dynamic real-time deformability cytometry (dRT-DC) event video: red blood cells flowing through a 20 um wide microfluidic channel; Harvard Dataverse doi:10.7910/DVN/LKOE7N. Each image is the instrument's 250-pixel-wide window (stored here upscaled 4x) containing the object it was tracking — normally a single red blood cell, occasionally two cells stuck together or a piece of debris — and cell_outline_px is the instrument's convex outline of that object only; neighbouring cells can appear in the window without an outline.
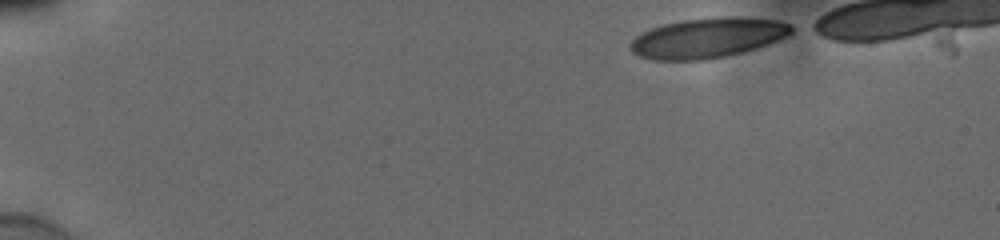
{"species": "human", "species_latin": "Homo sapiens", "temperature_condition": "cold", "stored_images_in_passage": 41, "camera_frame_rate_fps": 3000, "um_per_image_px": 0.085, "donor": {"sex": "male"}, "frame": {"image": 1, "passage_image": 1, "time_ms": 0.0, "image_size_px": [1000, 240], "cell_outline_px": [[800, 28], [788, 36], [768, 44], [756, 48], [724, 56], [704, 60], [652, 60], [640, 56], [632, 52], [632, 40], [640, 32], [664, 24], [680, 20], [720, 16], [740, 16], [776, 20], [792, 24]], "centroid_in_image_um": [60.23, 3.2], "position_along_channel_um": 24.8, "area_um2": 37.92}}
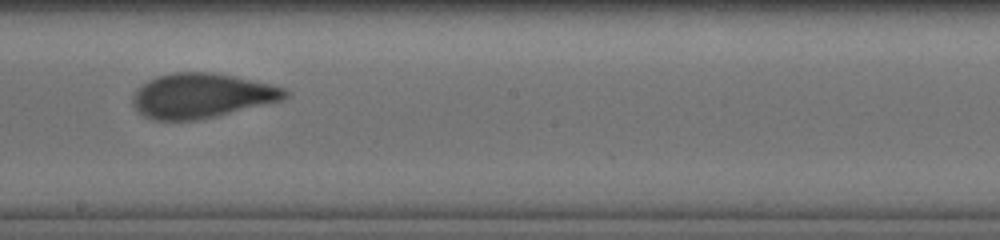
{"frame": {"image": 2, "passage_image": 26, "time_ms": 8.333, "image_size_px": [1000, 240], "cell_outline_px": [[288, 96], [280, 100], [196, 120], [156, 120], [144, 116], [132, 104], [132, 96], [136, 88], [148, 80], [156, 76], [176, 72], [212, 72], [252, 80], [284, 88], [288, 92]], "centroid_in_image_um": [17.06, 8.12], "position_along_channel_um": 231.1, "area_um2": 39.02}}
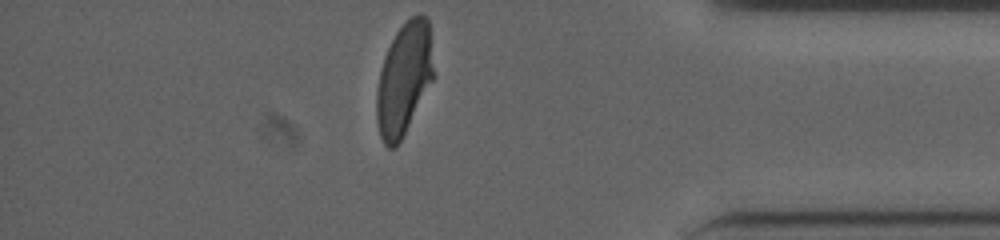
{"frame": {"image": 3, "passage_image": 41, "time_ms": 13.333, "image_size_px": [1000, 240], "cell_outline_px": [[432, 80], [396, 148], [388, 148], [384, 144], [380, 136], [376, 120], [376, 92], [380, 72], [384, 56], [396, 32], [412, 16], [420, 12], [428, 16], [432, 68]], "centroid_in_image_um": [34.3, 6.71], "position_along_channel_um": 400.9, "area_um2": 36.53}, "authors_computed_cell_mechanics": {"area_um2": 38.8994, "velocity_mm_per_s": 3.8616, "shape_relaxation_time_tau1_ms": 7.8574, "shape_relaxation_time_tau2_ms": 0.7887, "deformation_change_tau1": 0.2212, "deformation_change_tau2": 0.0454}}